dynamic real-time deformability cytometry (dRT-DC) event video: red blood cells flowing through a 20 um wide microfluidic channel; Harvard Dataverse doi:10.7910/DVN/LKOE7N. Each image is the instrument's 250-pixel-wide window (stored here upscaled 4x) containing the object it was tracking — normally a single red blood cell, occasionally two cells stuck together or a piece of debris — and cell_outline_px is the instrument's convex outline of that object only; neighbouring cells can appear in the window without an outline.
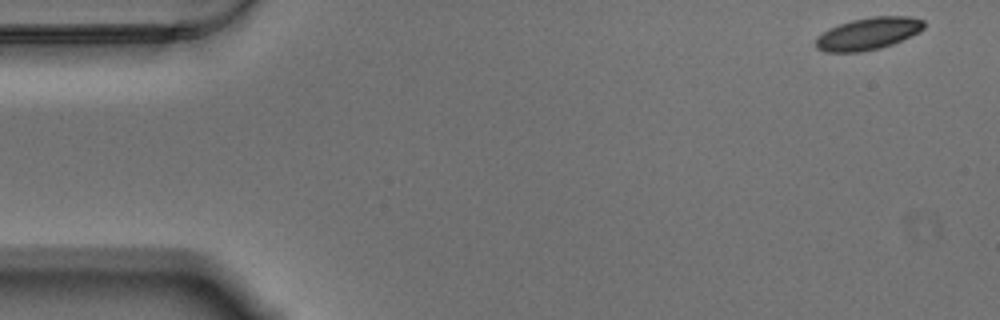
{"species": "Egyptian fruit bat (a non-hibernating species)", "species_latin": "Rousettus aegyptiacus", "temperature_condition": "warm", "stored_images_in_passage": 56, "camera_frame_rate_fps": 3000, "um_per_image_px": 0.085, "animal": {"sex": "male"}, "frame": {"image": 1, "passage_image": 1, "time_ms": 0.0, "image_size_px": [1000, 320], "cell_outline_px": [[924, 28], [920, 32], [892, 44], [880, 48], [860, 52], [824, 52], [816, 48], [816, 36], [828, 28], [852, 20], [872, 16], [908, 16], [924, 20]], "centroid_in_image_um": [73.78, 2.86], "position_along_channel_um": 11.2, "area_um2": 20.4}}
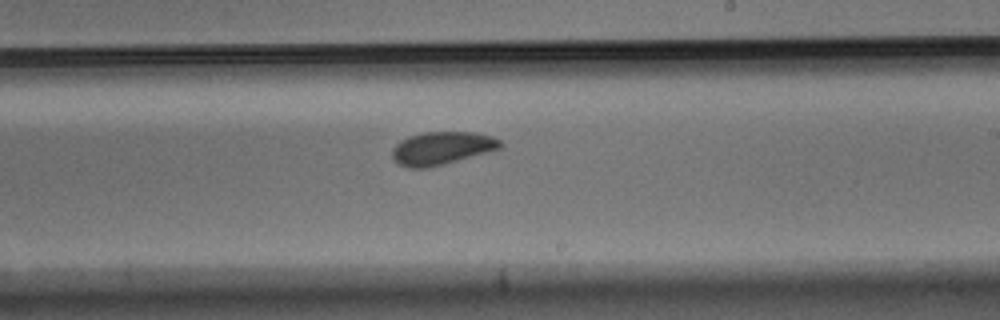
{"frame": {"image": 2, "passage_image": 32, "time_ms": 10.333, "image_size_px": [1000, 320], "cell_outline_px": [[504, 144], [500, 148], [492, 152], [428, 168], [408, 168], [392, 160], [392, 148], [400, 140], [424, 132], [476, 132], [492, 136], [500, 140]], "centroid_in_image_um": [37.59, 12.6], "position_along_channel_um": 251.4, "area_um2": 21.04}}
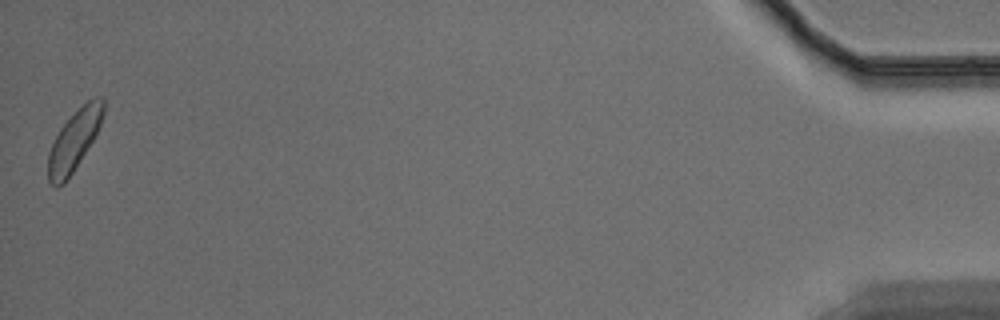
{"frame": {"image": 3, "passage_image": 56, "time_ms": 18.333, "image_size_px": [1000, 320], "cell_outline_px": [[104, 112], [100, 124], [92, 140], [72, 172], [64, 184], [56, 188], [48, 180], [48, 152], [60, 128], [88, 100], [96, 96], [104, 96]], "centroid_in_image_um": [6.29, 11.94], "position_along_channel_um": 428.9, "area_um2": 18.84}, "authors_computed_cell_mechanics": {"area_um2": 20.4323, "velocity_mm_per_s": 3.4368, "shape_relaxation_time_tau1_ms": 2.9269, "shape_relaxation_time_tau2_ms": 3.9706, "deformation_change_tau1": 0.0771, "deformation_change_tau2": 0.0757}}